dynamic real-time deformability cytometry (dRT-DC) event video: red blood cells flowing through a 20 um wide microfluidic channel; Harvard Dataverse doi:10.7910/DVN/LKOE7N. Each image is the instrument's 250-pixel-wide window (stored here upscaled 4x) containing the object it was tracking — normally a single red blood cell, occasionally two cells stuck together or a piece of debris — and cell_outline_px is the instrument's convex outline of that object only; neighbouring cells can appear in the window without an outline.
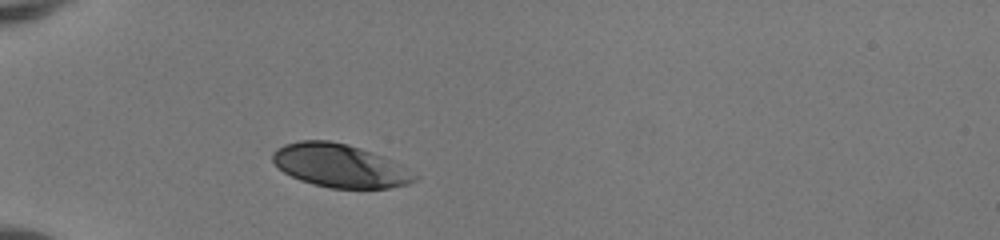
{"species": "human", "species_latin": "Homo sapiens", "temperature_condition": "room temperature", "stored_images_in_passage": 30, "camera_frame_rate_fps": 3000, "um_per_image_px": 0.085, "donor": {"sex": "female"}, "frame": {"image": 1, "passage_image": 1, "time_ms": 0.0, "image_size_px": [1000, 240], "cell_outline_px": [[420, 176], [416, 180], [408, 184], [388, 188], [332, 188], [312, 184], [300, 180], [284, 172], [272, 160], [272, 152], [276, 148], [284, 144], [300, 140], [328, 140], [348, 144], [384, 156], [404, 164]], "centroid_in_image_um": [28.94, 14.07], "position_along_channel_um": 56.1, "area_um2": 36.18}}
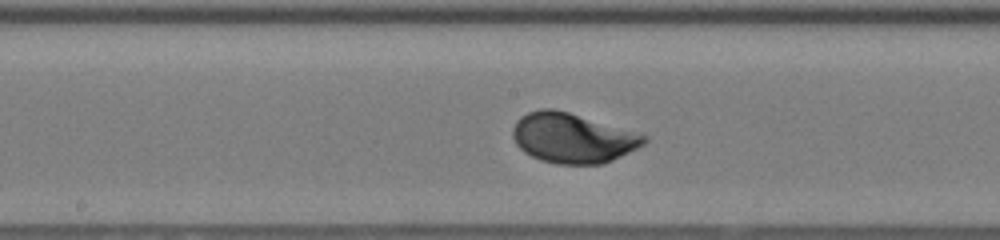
{"frame": {"image": 2, "passage_image": 13, "time_ms": 4.0, "image_size_px": [1000, 240], "cell_outline_px": [[648, 140], [644, 144], [604, 164], [556, 164], [540, 160], [524, 152], [516, 144], [512, 136], [512, 128], [516, 120], [520, 116], [528, 112], [540, 108], [552, 108], [568, 112], [648, 136]], "centroid_in_image_um": [48.62, 11.73], "position_along_channel_um": 199.6, "area_um2": 37.97}}
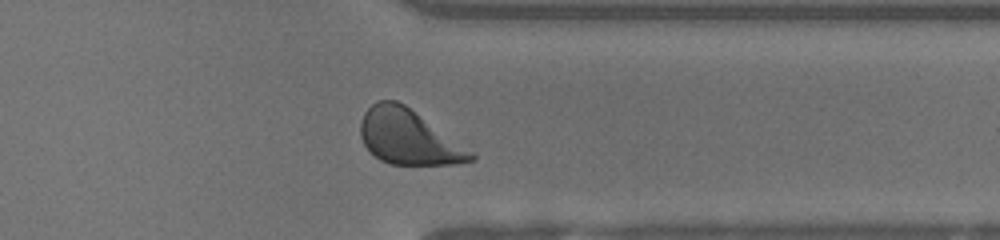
{"frame": {"image": 3, "passage_image": 26, "time_ms": 8.333, "image_size_px": [1000, 240], "cell_outline_px": [[476, 160], [456, 164], [388, 164], [380, 160], [364, 144], [360, 136], [360, 120], [364, 112], [376, 100], [396, 100], [404, 104], [476, 152]], "centroid_in_image_um": [34.76, 11.65], "position_along_channel_um": 376.6, "area_um2": 35.49}, "authors_computed_cell_mechanics": {"area_um2": 37.0498, "velocity_mm_per_s": 4.0884, "shape_relaxation_time_tau1_ms": 1.8181, "shape_relaxation_time_tau2_ms": null, "deformation_change_tau1": 0.1451, "deformation_change_tau2": null}}